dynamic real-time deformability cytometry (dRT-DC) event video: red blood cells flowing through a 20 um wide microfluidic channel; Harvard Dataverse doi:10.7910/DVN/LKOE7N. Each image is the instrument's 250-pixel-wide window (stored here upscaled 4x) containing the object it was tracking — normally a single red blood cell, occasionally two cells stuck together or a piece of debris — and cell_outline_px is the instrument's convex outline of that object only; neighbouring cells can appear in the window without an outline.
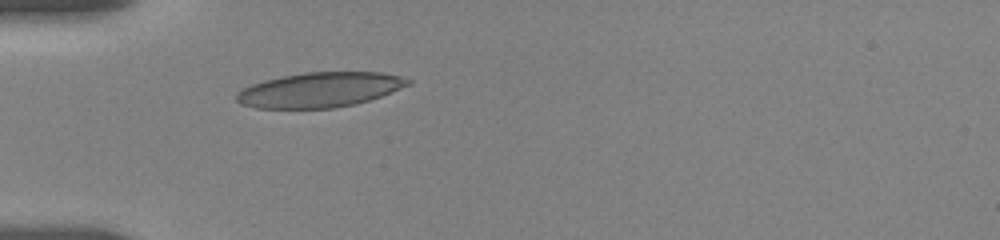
{"species": "human", "species_latin": "Homo sapiens", "temperature_condition": "room temperature", "stored_images_in_passage": 9, "camera_frame_rate_fps": 3000, "um_per_image_px": 0.085, "donor": {"sex": "female"}, "frame": {"image": 1, "passage_image": 1, "time_ms": 0.0, "image_size_px": [1000, 240], "cell_outline_px": [[412, 84], [380, 96], [356, 104], [332, 108], [256, 108], [240, 104], [236, 100], [236, 92], [252, 84], [264, 80], [304, 72], [380, 72], [400, 76], [412, 80]], "centroid_in_image_um": [27.18, 7.63], "position_along_channel_um": 57.8, "area_um2": 34.8}}
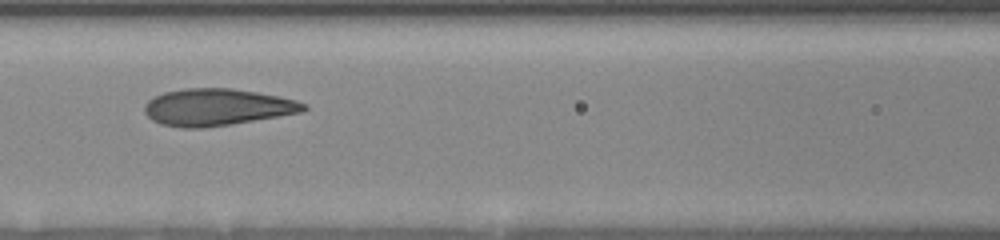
{"frame": {"image": 2, "passage_image": 6, "time_ms": 2.667, "image_size_px": [1000, 240], "cell_outline_px": [[308, 108], [300, 112], [232, 124], [200, 128], [180, 128], [160, 124], [152, 120], [144, 112], [144, 104], [148, 100], [164, 92], [184, 88], [228, 88], [256, 92], [296, 100], [308, 104]], "centroid_in_image_um": [18.4, 9.11], "position_along_channel_um": 148.2, "area_um2": 34.1}}
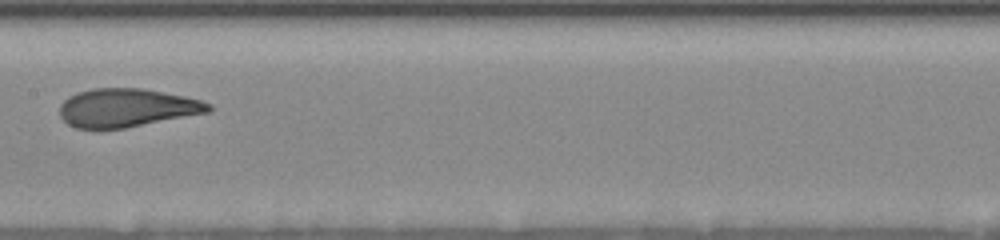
{"frame": {"image": 3, "passage_image": 8, "time_ms": 4.0, "image_size_px": [1000, 240], "cell_outline_px": [[212, 108], [208, 112], [124, 128], [76, 128], [68, 124], [60, 116], [60, 104], [68, 96], [76, 92], [96, 88], [140, 88], [184, 96], [200, 100], [212, 104]], "centroid_in_image_um": [10.75, 9.15], "position_along_channel_um": 196.7, "area_um2": 33.0}}